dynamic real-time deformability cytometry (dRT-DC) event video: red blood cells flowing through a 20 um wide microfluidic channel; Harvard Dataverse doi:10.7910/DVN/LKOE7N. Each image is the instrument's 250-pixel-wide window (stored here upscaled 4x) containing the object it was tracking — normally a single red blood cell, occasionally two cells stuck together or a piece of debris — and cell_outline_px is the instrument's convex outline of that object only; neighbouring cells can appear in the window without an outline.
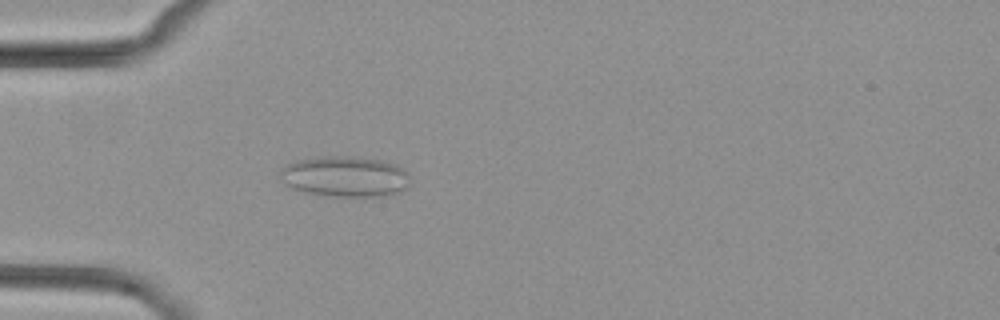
{"species": "common noctule bat (a hibernating species)", "species_latin": "Nyctalus noctula", "temperature_condition": "cold", "stored_images_in_passage": 2, "camera_frame_rate_fps": 3000, "um_per_image_px": 0.085, "animal": {"sex": "female", "body_mass_g": 29.2, "forearm_length_mm": 56.3}, "frame": {"image": 1, "passage_image": 2, "time_ms": 1.0, "image_size_px": [1000, 320], "cell_outline_px": [[408, 188], [400, 192], [380, 196], [332, 196], [304, 192], [292, 188], [284, 184], [280, 180], [280, 172], [284, 164], [296, 160], [320, 156], [348, 156], [380, 160], [396, 164], [404, 168], [408, 172]], "centroid_in_image_um": [29.3, 14.99], "position_along_channel_um": 55.7, "area_um2": 31.1}}